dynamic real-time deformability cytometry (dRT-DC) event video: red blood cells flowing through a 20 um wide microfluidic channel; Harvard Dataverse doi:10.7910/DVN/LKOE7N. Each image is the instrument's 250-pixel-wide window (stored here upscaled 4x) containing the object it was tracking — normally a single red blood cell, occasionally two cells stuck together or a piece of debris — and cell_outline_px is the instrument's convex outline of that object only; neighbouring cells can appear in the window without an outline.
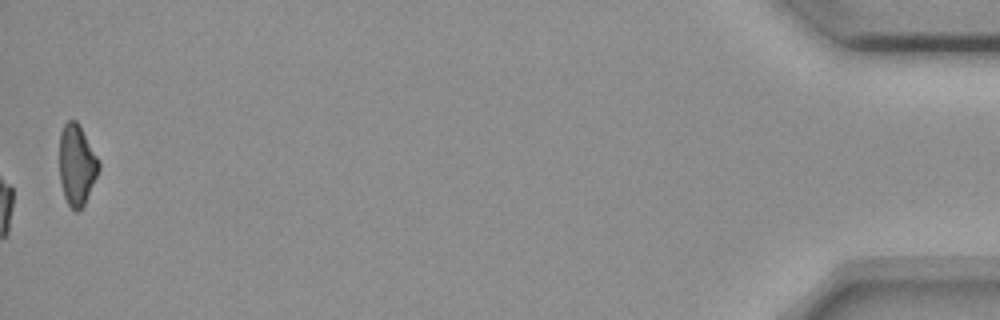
{"species": "common noctule bat (a hibernating species)", "species_latin": "Nyctalus noctula", "temperature_condition": "room temperature", "stored_images_in_passage": 50, "camera_frame_rate_fps": 3000, "um_per_image_px": 0.085, "animal": {"sex": "female", "body_mass_g": 18.4}, "frame": {"image": 1, "passage_image": 50, "time_ms": 16.333, "image_size_px": [1000, 320], "cell_outline_px": [[100, 168], [84, 204], [76, 212], [68, 204], [64, 196], [60, 184], [60, 132], [64, 124], [68, 120], [76, 120], [100, 160]], "centroid_in_image_um": [6.52, 14.0], "position_along_channel_um": 428.7, "area_um2": 18.38}, "authors_computed_cell_mechanics": {"area_um2": 19.8254, "velocity_mm_per_s": 3.6673, "shape_relaxation_time_tau1_ms": 5.2144, "shape_relaxation_time_tau2_ms": null, "deformation_change_tau1": 0.1347, "deformation_change_tau2": null}}